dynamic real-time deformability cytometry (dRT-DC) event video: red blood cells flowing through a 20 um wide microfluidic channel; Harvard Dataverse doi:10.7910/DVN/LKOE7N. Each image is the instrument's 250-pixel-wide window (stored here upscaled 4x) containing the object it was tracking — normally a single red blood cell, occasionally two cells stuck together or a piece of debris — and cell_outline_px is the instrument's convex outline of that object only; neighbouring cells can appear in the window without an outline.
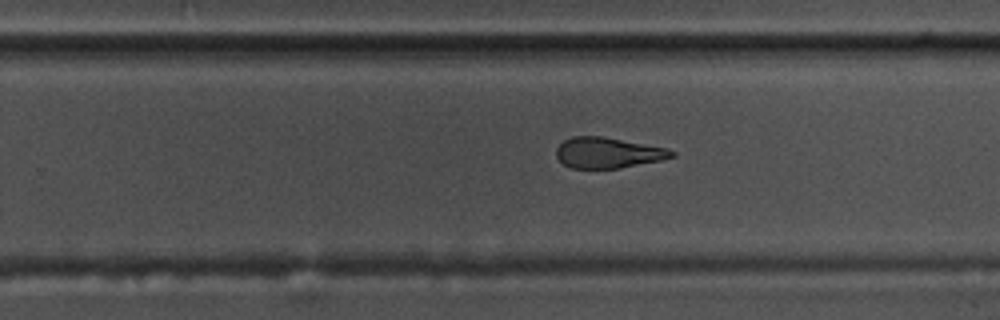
{"species": "common noctule bat (a hibernating species)", "species_latin": "Nyctalus noctula", "temperature_condition": "warm", "stored_images_in_passage": 48, "camera_frame_rate_fps": 3000, "um_per_image_px": 0.085, "animal": {"sex": "male", "body_mass_g": 17.5, "forearm_length_mm": 52.3}, "frame": {"image": 1, "passage_image": 28, "time_ms": 9.0, "image_size_px": [1000, 320], "cell_outline_px": [[676, 156], [660, 160], [620, 168], [572, 168], [564, 164], [556, 156], [556, 148], [564, 140], [572, 136], [604, 136], [668, 148], [676, 152]], "centroid_in_image_um": [51.69, 12.97], "position_along_channel_um": 278.1, "area_um2": 20.69}, "authors_computed_cell_mechanics": {"area_um2": 22.1663, "velocity_mm_per_s": 3.6675, "shape_relaxation_time_tau1_ms": null, "shape_relaxation_time_tau2_ms": 3.7371, "deformation_change_tau1": null, "deformation_change_tau2": 0.1325}}